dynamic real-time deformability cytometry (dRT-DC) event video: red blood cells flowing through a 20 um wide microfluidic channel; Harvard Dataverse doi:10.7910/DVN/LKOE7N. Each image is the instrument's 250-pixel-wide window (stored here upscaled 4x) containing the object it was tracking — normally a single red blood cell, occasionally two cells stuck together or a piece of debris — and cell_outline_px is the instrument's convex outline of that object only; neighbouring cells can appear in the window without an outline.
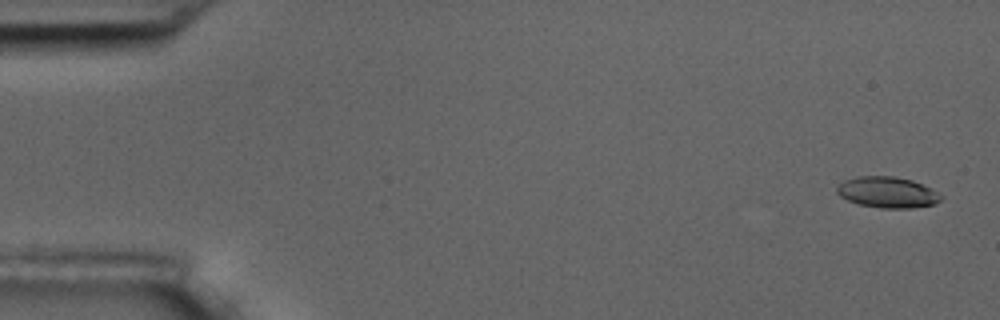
{"species": "common noctule bat (a hibernating species)", "species_latin": "Nyctalus noctula", "temperature_condition": "room temperature", "stored_images_in_passage": 6, "camera_frame_rate_fps": 3000, "um_per_image_px": 0.085, "animal": {"sex": "male", "body_mass_g": 17.5, "forearm_length_mm": 52.3}, "frame": {"image": 1, "passage_image": 1, "time_ms": 0.0, "image_size_px": [1000, 320], "cell_outline_px": [[944, 196], [936, 204], [912, 208], [880, 208], [856, 204], [840, 196], [836, 192], [836, 188], [844, 180], [856, 176], [892, 176], [912, 180], [932, 188]], "centroid_in_image_um": [75.44, 16.35], "position_along_channel_um": 9.6, "area_um2": 19.02}}
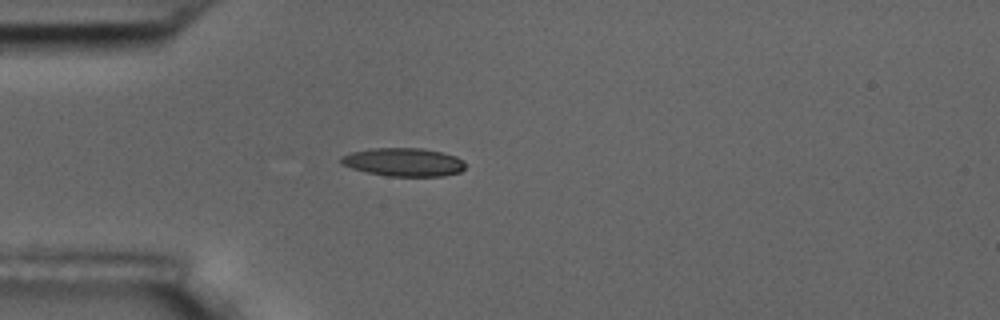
{"frame": {"image": 2, "passage_image": 5, "time_ms": 4.667, "image_size_px": [1000, 320], "cell_outline_px": [[464, 168], [460, 172], [444, 176], [388, 176], [368, 172], [352, 168], [340, 164], [340, 156], [352, 152], [372, 148], [424, 148], [456, 156], [464, 160]], "centroid_in_image_um": [34.3, 13.77], "position_along_channel_um": 50.7, "area_um2": 20.52}}